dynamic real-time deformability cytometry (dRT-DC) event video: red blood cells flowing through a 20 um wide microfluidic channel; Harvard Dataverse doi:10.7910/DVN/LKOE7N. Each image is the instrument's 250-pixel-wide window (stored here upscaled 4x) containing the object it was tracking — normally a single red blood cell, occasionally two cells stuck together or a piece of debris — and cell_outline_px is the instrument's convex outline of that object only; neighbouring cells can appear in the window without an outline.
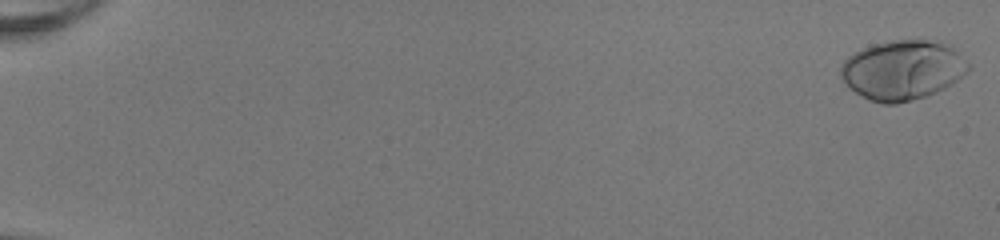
{"species": "human", "species_latin": "Homo sapiens", "temperature_condition": "room temperature", "stored_images_in_passage": 52, "camera_frame_rate_fps": 3000, "um_per_image_px": 0.085, "donor": {"sex": "female"}, "frame": {"image": 1, "passage_image": 1, "time_ms": 0.0, "image_size_px": [1000, 240], "cell_outline_px": [[972, 68], [968, 72], [944, 88], [936, 92], [912, 100], [896, 104], [884, 104], [872, 100], [856, 92], [840, 76], [840, 68], [844, 60], [848, 56], [860, 48], [872, 44], [892, 40], [928, 40], [944, 44], [956, 48], [972, 64]], "centroid_in_image_um": [76.76, 5.93], "position_along_channel_um": 8.2, "area_um2": 44.39}}
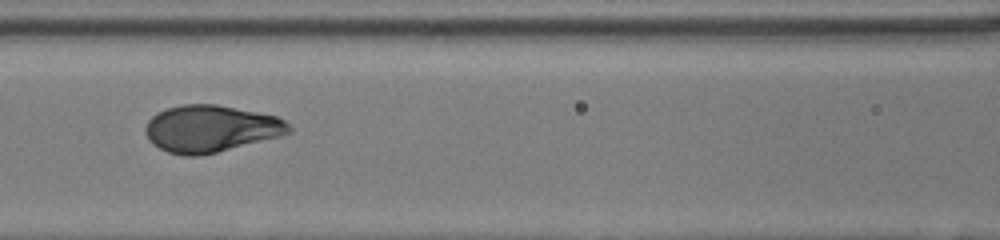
{"frame": {"image": 2, "passage_image": 26, "time_ms": 8.333, "image_size_px": [1000, 240], "cell_outline_px": [[292, 132], [280, 136], [200, 156], [184, 156], [168, 152], [160, 148], [144, 132], [144, 128], [148, 120], [152, 116], [168, 108], [180, 104], [216, 104], [276, 116], [284, 120], [292, 128]], "centroid_in_image_um": [17.92, 10.93], "position_along_channel_um": 148.7, "area_um2": 38.84}}
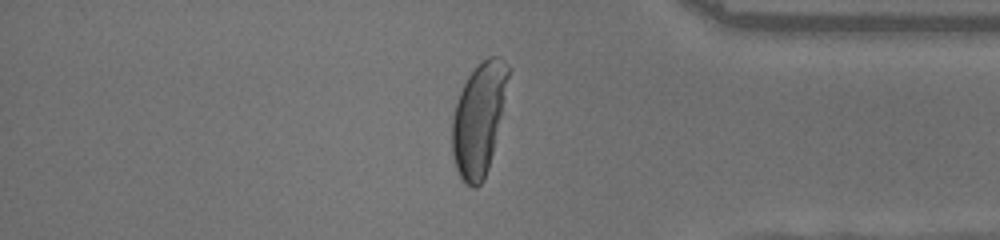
{"frame": {"image": 3, "passage_image": 45, "time_ms": 14.667, "image_size_px": [1000, 240], "cell_outline_px": [[512, 68], [492, 152], [488, 168], [484, 180], [476, 188], [472, 188], [460, 176], [456, 168], [452, 152], [452, 120], [456, 104], [460, 92], [468, 76], [480, 60], [488, 56], [496, 56], [504, 60]], "centroid_in_image_um": [40.71, 10.05], "position_along_channel_um": 394.5, "area_um2": 36.53}, "authors_computed_cell_mechanics": {"area_um2": 39.6508, "velocity_mm_per_s": 4.0876, "shape_relaxation_time_tau1_ms": 3.0956, "shape_relaxation_time_tau2_ms": null, "deformation_change_tau1": 0.1952, "deformation_change_tau2": null}}